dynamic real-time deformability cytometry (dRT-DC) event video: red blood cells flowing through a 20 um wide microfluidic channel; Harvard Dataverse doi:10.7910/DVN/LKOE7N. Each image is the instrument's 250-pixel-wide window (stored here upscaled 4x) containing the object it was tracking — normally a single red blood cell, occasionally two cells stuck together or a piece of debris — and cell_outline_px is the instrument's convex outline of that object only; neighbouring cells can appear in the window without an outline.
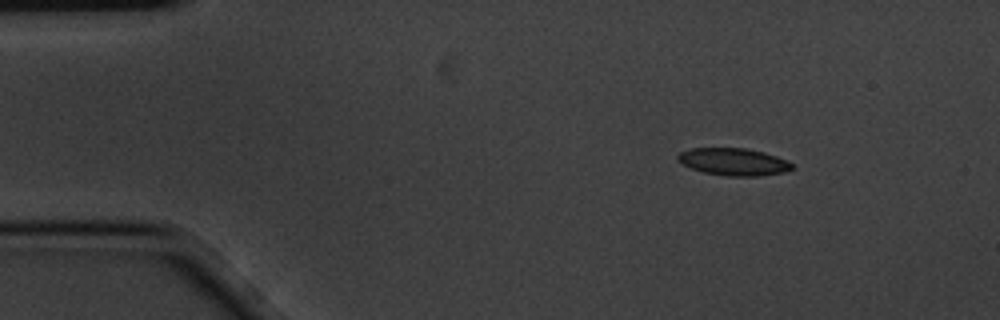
{"species": "common noctule bat (a hibernating species)", "species_latin": "Nyctalus noctula", "temperature_condition": "cold", "stored_images_in_passage": 6, "camera_frame_rate_fps": 3000, "um_per_image_px": 0.085, "animal": {"sex": "male", "body_mass_g": 20.1, "forearm_length_mm": 53.5}, "frame": {"image": 1, "passage_image": 1, "time_ms": 0.0, "image_size_px": [1000, 320], "cell_outline_px": [[792, 168], [784, 172], [756, 176], [728, 176], [704, 172], [692, 168], [676, 160], [676, 156], [680, 152], [688, 148], [744, 148], [764, 152], [788, 160], [792, 164]], "centroid_in_image_um": [62.33, 13.74], "position_along_channel_um": 22.7, "area_um2": 18.09}}
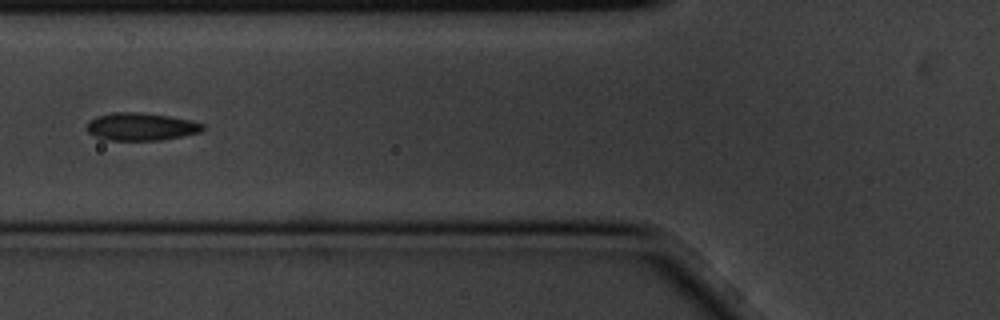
{"frame": {"image": 2, "passage_image": 5, "time_ms": 1.333, "image_size_px": [1000, 320], "cell_outline_px": [[204, 128], [200, 132], [160, 140], [108, 140], [96, 136], [88, 132], [88, 120], [96, 116], [112, 112], [140, 112], [168, 116], [192, 120], [204, 124]], "centroid_in_image_um": [11.98, 10.75], "position_along_channel_um": 113.8, "area_um2": 18.61}}
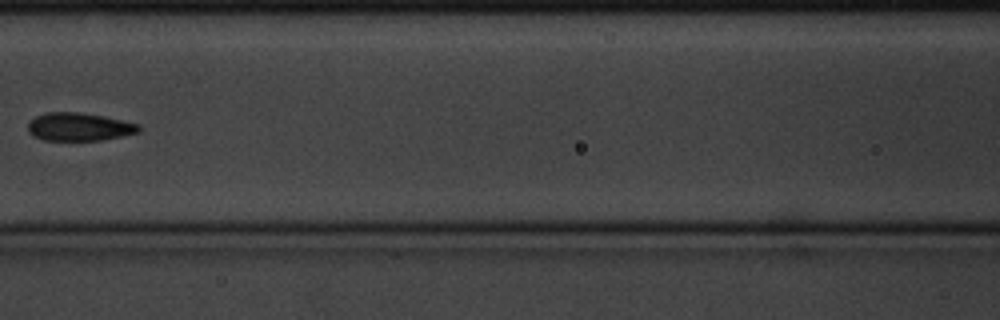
{"frame": {"image": 3, "passage_image": 6, "time_ms": 1.667, "image_size_px": [1000, 320], "cell_outline_px": [[140, 132], [100, 140], [44, 140], [32, 136], [28, 132], [28, 124], [36, 116], [48, 112], [80, 112], [104, 116], [140, 124]], "centroid_in_image_um": [6.72, 10.78], "position_along_channel_um": 159.9, "area_um2": 18.09}}